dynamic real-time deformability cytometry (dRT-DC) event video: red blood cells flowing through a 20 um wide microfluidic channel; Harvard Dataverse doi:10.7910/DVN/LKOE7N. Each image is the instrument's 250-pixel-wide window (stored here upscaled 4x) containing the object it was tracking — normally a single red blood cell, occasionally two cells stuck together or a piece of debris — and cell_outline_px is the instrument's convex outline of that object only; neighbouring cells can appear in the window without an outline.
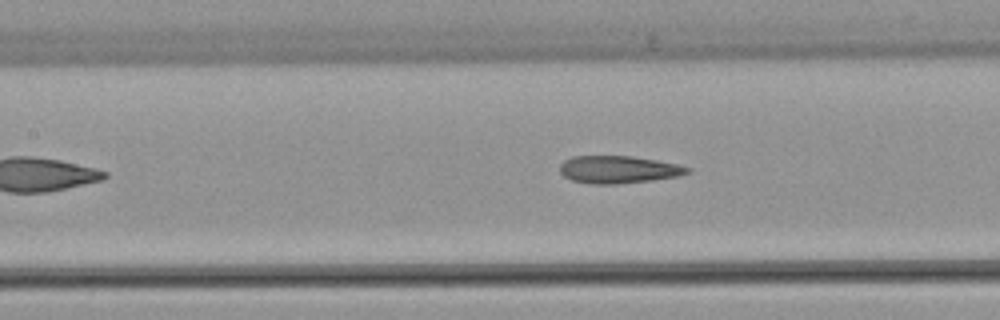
{"species": "common noctule bat (a hibernating species)", "species_latin": "Nyctalus noctula", "temperature_condition": "warm", "stored_images_in_passage": 12, "camera_frame_rate_fps": 3000, "um_per_image_px": 0.085, "animal": {"sex": "female", "body_mass_g": 22.7, "forearm_length_mm": 54.2}, "frame": {"image": 1, "passage_image": 9, "time_ms": 2.667, "image_size_px": [1000, 320], "cell_outline_px": [[692, 172], [680, 176], [652, 180], [616, 184], [592, 184], [572, 180], [564, 176], [560, 172], [560, 164], [564, 160], [572, 156], [632, 156], [656, 160], [676, 164], [692, 168]], "centroid_in_image_um": [52.59, 14.41], "position_along_channel_um": 154.8, "area_um2": 20.52}}